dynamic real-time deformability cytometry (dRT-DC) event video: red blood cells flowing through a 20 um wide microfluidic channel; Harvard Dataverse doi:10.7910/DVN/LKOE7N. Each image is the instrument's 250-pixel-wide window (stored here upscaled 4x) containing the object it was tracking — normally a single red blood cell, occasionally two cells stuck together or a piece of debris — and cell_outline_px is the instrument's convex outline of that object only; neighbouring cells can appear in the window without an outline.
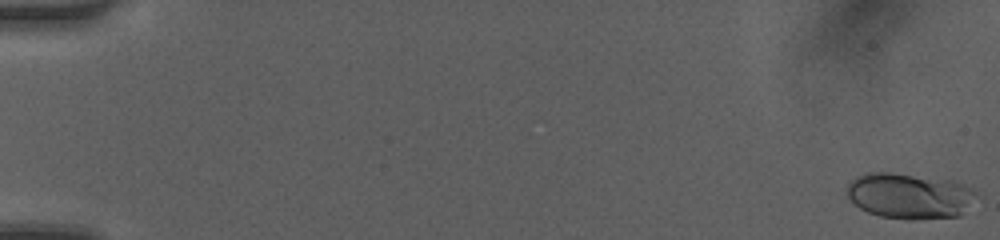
{"species": "human", "species_latin": "Homo sapiens", "temperature_condition": "room temperature", "stored_images_in_passage": 50, "camera_frame_rate_fps": 3000, "um_per_image_px": 0.085, "donor": {"sex": "female"}, "frame": {"image": 1, "passage_image": 1, "time_ms": 0.0, "image_size_px": [1000, 240], "cell_outline_px": [[980, 196], [960, 216], [916, 220], [912, 220], [880, 216], [868, 212], [860, 208], [848, 196], [848, 180], [864, 172], [892, 172], [952, 180], [964, 184], [972, 188]], "centroid_in_image_um": [77.35, 16.64], "position_along_channel_um": 7.6, "area_um2": 34.97}}
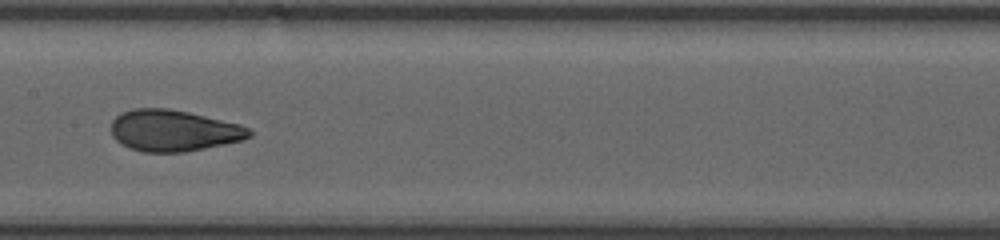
{"frame": {"image": 2, "passage_image": 27, "time_ms": 8.667, "image_size_px": [1000, 240], "cell_outline_px": [[252, 136], [244, 140], [184, 152], [144, 152], [132, 148], [116, 140], [112, 136], [112, 120], [116, 116], [132, 108], [168, 108], [188, 112], [240, 124], [248, 128], [252, 132]], "centroid_in_image_um": [14.77, 11.09], "position_along_channel_um": 192.6, "area_um2": 33.12}}
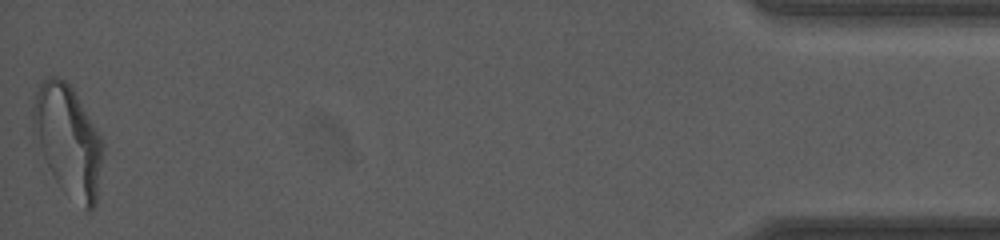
{"frame": {"image": 3, "passage_image": 50, "time_ms": 16.333, "image_size_px": [1000, 240], "cell_outline_px": [[104, 148], [96, 200], [92, 212], [88, 212], [52, 176], [48, 168], [32, 128], [32, 108], [36, 92], [40, 84], [48, 76], [56, 76], [64, 80], [72, 88], [100, 136], [104, 144]], "centroid_in_image_um": [5.78, 11.92], "position_along_channel_um": 429.4, "area_um2": 44.16}, "authors_computed_cell_mechanics": {"area_um2": 33.1772, "velocity_mm_per_s": 4.2017, "shape_relaxation_time_tau1_ms": 4.6637, "shape_relaxation_time_tau2_ms": 0.8057, "deformation_change_tau1": 0.1697, "deformation_change_tau2": 0.0603}}